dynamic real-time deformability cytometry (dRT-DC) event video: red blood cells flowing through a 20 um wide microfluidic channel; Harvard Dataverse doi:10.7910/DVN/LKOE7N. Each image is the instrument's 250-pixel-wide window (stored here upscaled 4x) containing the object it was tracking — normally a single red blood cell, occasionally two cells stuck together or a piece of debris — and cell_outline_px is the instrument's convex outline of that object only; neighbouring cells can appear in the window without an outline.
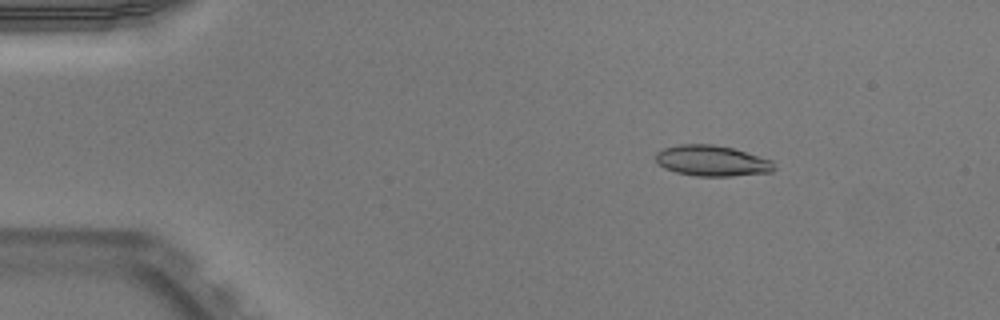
{"species": "Egyptian fruit bat (a non-hibernating species)", "species_latin": "Rousettus aegyptiacus", "temperature_condition": "warm", "stored_images_in_passage": 51, "camera_frame_rate_fps": 3000, "um_per_image_px": 0.085, "animal": {"sex": "male"}, "frame": {"image": 1, "passage_image": 8, "time_ms": 2.333, "image_size_px": [1000, 320], "cell_outline_px": [[776, 168], [772, 172], [732, 176], [696, 176], [676, 172], [664, 168], [656, 164], [656, 152], [664, 148], [680, 144], [712, 144], [732, 148], [772, 160]], "centroid_in_image_um": [60.5, 13.67], "position_along_channel_um": 24.5, "area_um2": 21.27}}
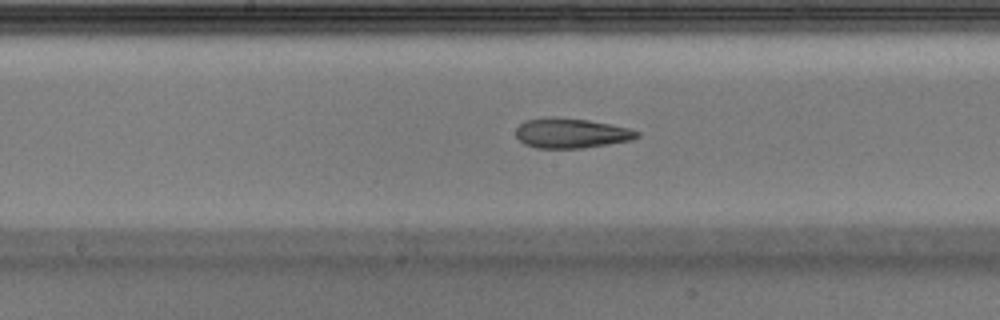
{"frame": {"image": 2, "passage_image": 27, "time_ms": 8.667, "image_size_px": [1000, 320], "cell_outline_px": [[640, 136], [632, 140], [584, 148], [536, 148], [524, 144], [516, 136], [516, 128], [524, 120], [552, 116], [556, 116], [588, 120], [628, 128], [640, 132]], "centroid_in_image_um": [48.53, 11.31], "position_along_channel_um": 199.7, "area_um2": 21.21}}
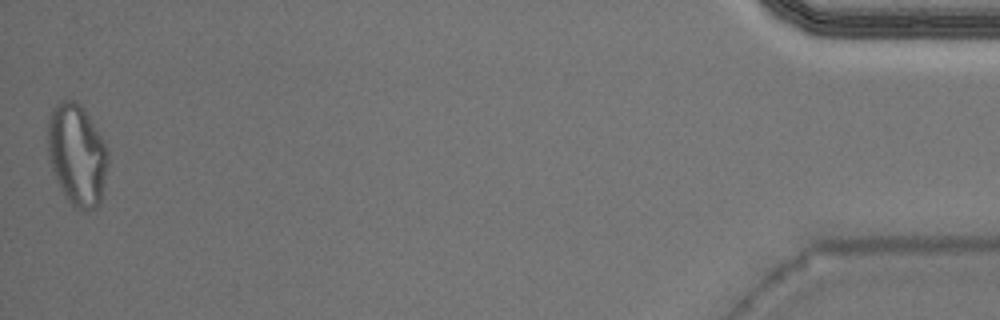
{"frame": {"image": 3, "passage_image": 51, "time_ms": 16.667, "image_size_px": [1000, 320], "cell_outline_px": [[108, 160], [100, 200], [96, 208], [88, 212], [76, 208], [68, 200], [52, 168], [48, 152], [48, 120], [56, 104], [64, 100], [76, 100], [84, 108], [104, 140], [108, 152]], "centroid_in_image_um": [6.56, 13.13], "position_along_channel_um": 428.6, "area_um2": 35.14}, "authors_computed_cell_mechanics": {"area_um2": 21.386, "velocity_mm_per_s": 3.9744, "shape_relaxation_time_tau1_ms": null, "shape_relaxation_time_tau2_ms": 3.0921, "deformation_change_tau1": null, "deformation_change_tau2": 0.122}}